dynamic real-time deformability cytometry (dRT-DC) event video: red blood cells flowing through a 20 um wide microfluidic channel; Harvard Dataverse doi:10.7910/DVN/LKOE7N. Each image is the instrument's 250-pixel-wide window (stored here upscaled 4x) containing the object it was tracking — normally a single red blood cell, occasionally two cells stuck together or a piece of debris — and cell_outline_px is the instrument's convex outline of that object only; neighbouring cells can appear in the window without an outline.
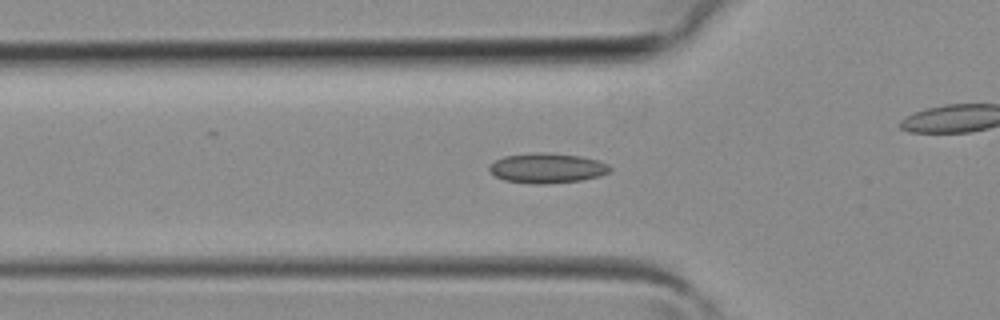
{"species": "common noctule bat (a hibernating species)", "species_latin": "Nyctalus noctula", "temperature_condition": "room temperature", "stored_images_in_passage": 33, "camera_frame_rate_fps": 3000, "um_per_image_px": 0.085, "animal": {"sex": "female", "body_mass_g": 19.3, "forearm_length_mm": 54.1}, "frame": {"image": 1, "passage_image": 5, "time_ms": 1.333, "image_size_px": [1000, 320], "cell_outline_px": [[612, 168], [608, 172], [600, 176], [580, 180], [548, 184], [532, 184], [504, 180], [496, 176], [488, 168], [496, 160], [504, 156], [536, 152], [540, 152], [580, 156], [596, 160], [608, 164]], "centroid_in_image_um": [46.51, 14.29], "position_along_channel_um": 79.3, "area_um2": 20.87}}
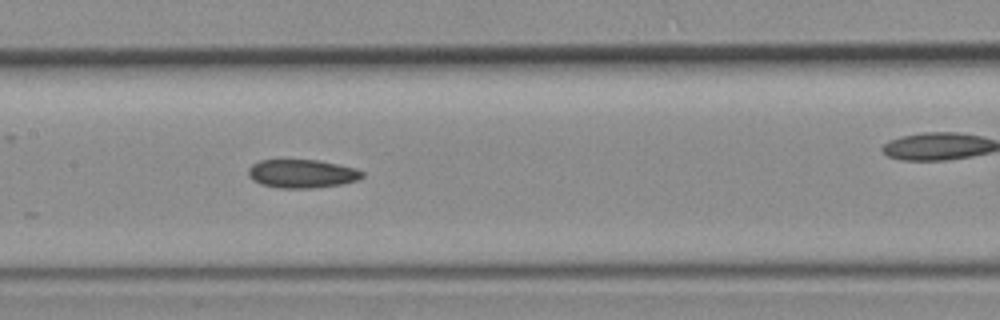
{"frame": {"image": 2, "passage_image": 11, "time_ms": 3.333, "image_size_px": [1000, 320], "cell_outline_px": [[364, 176], [360, 180], [340, 184], [312, 188], [276, 188], [260, 184], [252, 180], [248, 176], [248, 168], [252, 164], [260, 160], [316, 160], [356, 168], [364, 172]], "centroid_in_image_um": [25.65, 14.77], "position_along_channel_um": 181.7, "area_um2": 19.02}}
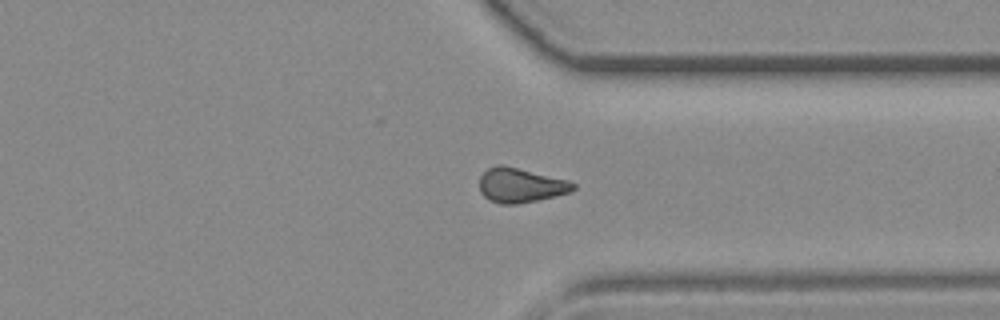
{"frame": {"image": 3, "passage_image": 22, "time_ms": 7.0, "image_size_px": [1000, 320], "cell_outline_px": [[576, 188], [572, 192], [556, 196], [516, 204], [500, 204], [484, 196], [480, 192], [480, 176], [488, 168], [496, 164], [504, 164], [568, 180], [576, 184]], "centroid_in_image_um": [44.27, 15.73], "position_along_channel_um": 367.1, "area_um2": 18.96}}